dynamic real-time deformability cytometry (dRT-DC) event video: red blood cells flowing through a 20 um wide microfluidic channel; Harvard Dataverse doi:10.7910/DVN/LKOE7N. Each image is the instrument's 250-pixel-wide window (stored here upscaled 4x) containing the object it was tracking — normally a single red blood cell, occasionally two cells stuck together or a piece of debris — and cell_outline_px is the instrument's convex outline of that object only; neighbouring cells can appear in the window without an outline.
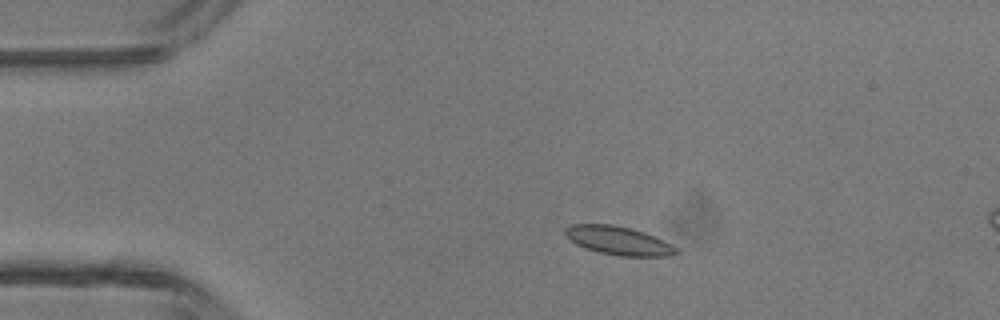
{"species": "common noctule bat (a hibernating species)", "species_latin": "Nyctalus noctula", "temperature_condition": "room temperature", "stored_images_in_passage": 2, "camera_frame_rate_fps": 3000, "um_per_image_px": 0.085, "animal": {"sex": "male", "body_mass_g": 13.3}, "frame": {"image": 1, "passage_image": 1, "time_ms": 0.0, "image_size_px": [1000, 320], "cell_outline_px": [[680, 252], [672, 256], [620, 256], [600, 252], [576, 244], [564, 232], [564, 228], [572, 224], [612, 224], [644, 232], [676, 248]], "centroid_in_image_um": [52.56, 20.45], "position_along_channel_um": 32.4, "area_um2": 17.98}}